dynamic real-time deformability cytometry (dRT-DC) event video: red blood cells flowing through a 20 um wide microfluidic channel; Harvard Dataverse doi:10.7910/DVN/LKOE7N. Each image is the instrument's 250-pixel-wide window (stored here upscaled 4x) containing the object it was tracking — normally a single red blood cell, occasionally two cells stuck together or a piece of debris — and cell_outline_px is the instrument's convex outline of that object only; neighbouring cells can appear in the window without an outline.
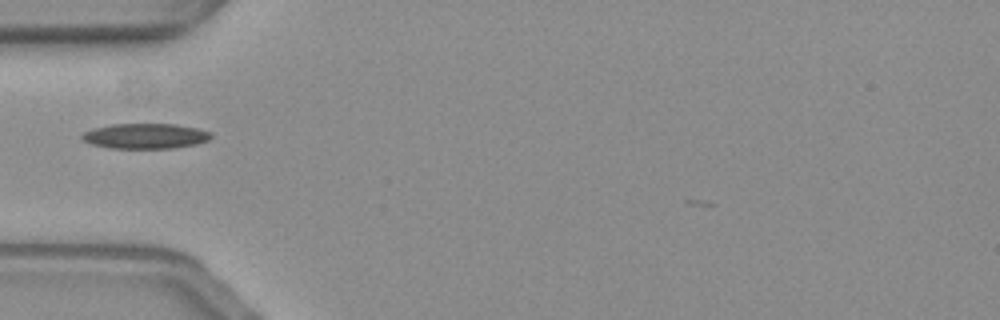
{"species": "common noctule bat (a hibernating species)", "species_latin": "Nyctalus noctula", "temperature_condition": "warm", "stored_images_in_passage": 35, "camera_frame_rate_fps": 3000, "um_per_image_px": 0.085, "animal": {"sex": "female", "body_mass_g": 19.3, "forearm_length_mm": 54.1}, "frame": {"image": 1, "passage_image": 1, "time_ms": 0.0, "image_size_px": [1000, 320], "cell_outline_px": [[212, 136], [208, 140], [196, 144], [172, 148], [108, 148], [92, 144], [84, 140], [80, 136], [84, 132], [92, 128], [112, 124], [176, 124], [196, 128], [212, 132]], "centroid_in_image_um": [12.35, 11.56], "position_along_channel_um": 72.7, "area_um2": 18.96}}
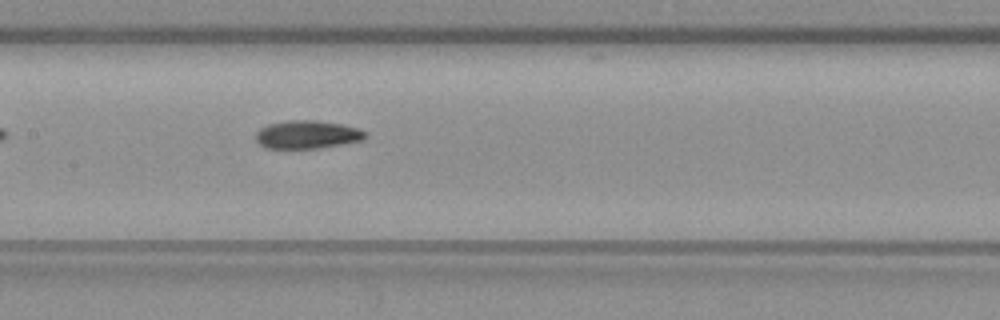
{"frame": {"image": 2, "passage_image": 10, "time_ms": 3.0, "image_size_px": [1000, 320], "cell_outline_px": [[368, 136], [364, 140], [320, 148], [264, 148], [256, 140], [256, 132], [260, 128], [268, 124], [288, 120], [316, 120], [340, 124], [360, 128], [368, 132]], "centroid_in_image_um": [26.15, 11.43], "position_along_channel_um": 181.2, "area_um2": 18.15}}
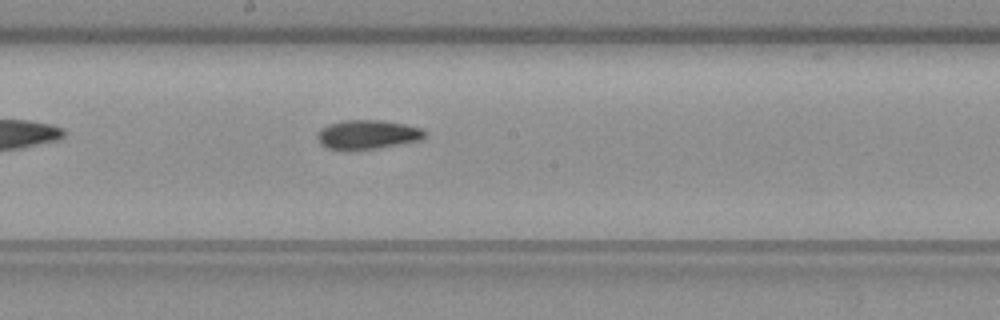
{"frame": {"image": 3, "passage_image": 13, "time_ms": 4.0, "image_size_px": [1000, 320], "cell_outline_px": [[428, 136], [424, 140], [376, 148], [348, 152], [344, 152], [328, 148], [320, 144], [316, 136], [320, 128], [328, 124], [340, 120], [380, 120], [404, 124], [420, 128], [428, 132]], "centroid_in_image_um": [31.22, 11.46], "position_along_channel_um": 217.0, "area_um2": 18.9}}